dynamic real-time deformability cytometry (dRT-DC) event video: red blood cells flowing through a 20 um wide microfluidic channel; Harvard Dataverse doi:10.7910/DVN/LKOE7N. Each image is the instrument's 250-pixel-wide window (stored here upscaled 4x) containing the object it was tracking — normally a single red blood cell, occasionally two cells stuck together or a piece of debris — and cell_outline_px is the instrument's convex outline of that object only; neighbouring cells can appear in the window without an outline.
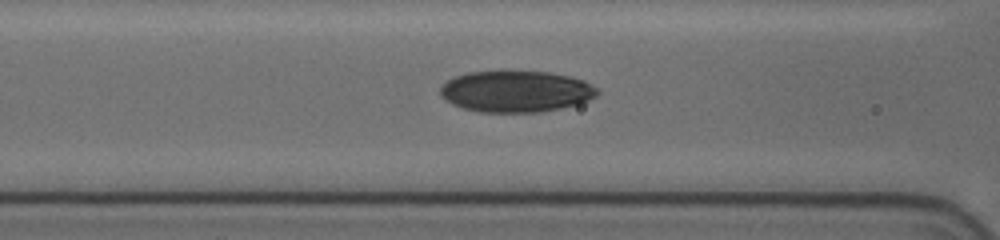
{"species": "human", "species_latin": "Homo sapiens", "temperature_condition": "cold", "stored_images_in_passage": 32, "camera_frame_rate_fps": 3000, "um_per_image_px": 0.085, "donor": {"sex": "female"}, "frame": {"image": 1, "passage_image": 10, "time_ms": 3.0, "image_size_px": [1000, 240], "cell_outline_px": [[600, 92], [596, 96], [580, 104], [540, 112], [480, 112], [464, 108], [452, 104], [444, 100], [440, 96], [440, 88], [448, 80], [456, 76], [468, 72], [500, 68], [548, 72], [572, 76], [584, 80], [596, 88]], "centroid_in_image_um": [43.85, 7.73], "position_along_channel_um": 122.8, "area_um2": 38.96}}
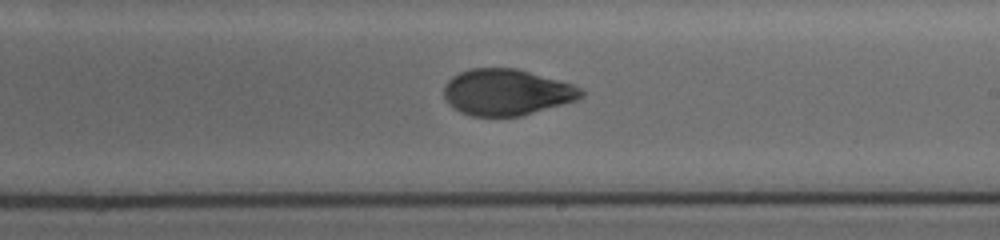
{"frame": {"image": 2, "passage_image": 20, "time_ms": 6.333, "image_size_px": [1000, 240], "cell_outline_px": [[584, 96], [576, 100], [520, 116], [472, 116], [460, 112], [452, 108], [444, 96], [444, 84], [452, 76], [468, 68], [516, 68], [572, 84], [580, 88], [584, 92]], "centroid_in_image_um": [43.02, 7.83], "position_along_channel_um": 246.0, "area_um2": 36.88}}
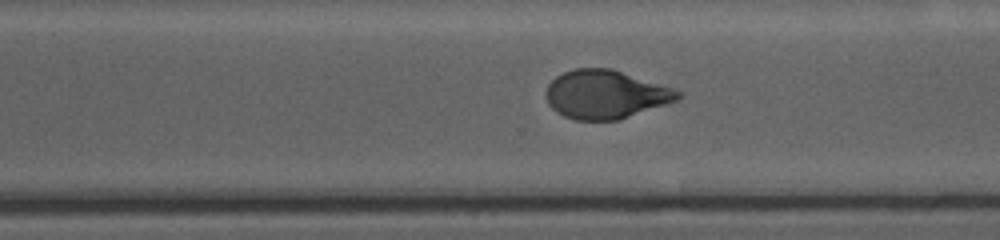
{"frame": {"image": 3, "passage_image": 26, "time_ms": 8.333, "image_size_px": [1000, 240], "cell_outline_px": [[684, 96], [676, 100], [620, 120], [576, 120], [564, 116], [556, 112], [548, 104], [548, 84], [556, 76], [564, 72], [576, 68], [612, 68], [672, 88], [680, 92]], "centroid_in_image_um": [51.47, 8.03], "position_along_channel_um": 319.1, "area_um2": 36.99}}